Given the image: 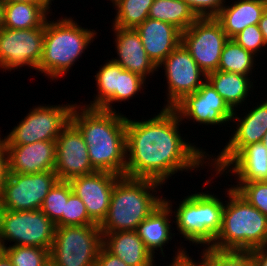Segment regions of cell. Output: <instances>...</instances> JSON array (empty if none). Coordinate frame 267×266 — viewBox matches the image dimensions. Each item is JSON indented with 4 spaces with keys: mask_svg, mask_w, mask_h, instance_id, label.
Returning <instances> with one entry per match:
<instances>
[{
    "mask_svg": "<svg viewBox=\"0 0 267 266\" xmlns=\"http://www.w3.org/2000/svg\"><path fill=\"white\" fill-rule=\"evenodd\" d=\"M179 123L182 124L173 108L163 107L145 121L127 117L125 176L165 184L180 171L196 172L205 163L209 165L210 155L185 141L178 131Z\"/></svg>",
    "mask_w": 267,
    "mask_h": 266,
    "instance_id": "1",
    "label": "cell"
},
{
    "mask_svg": "<svg viewBox=\"0 0 267 266\" xmlns=\"http://www.w3.org/2000/svg\"><path fill=\"white\" fill-rule=\"evenodd\" d=\"M126 120L116 110L88 108L77 103L74 106L71 122L82 133L95 171L125 176Z\"/></svg>",
    "mask_w": 267,
    "mask_h": 266,
    "instance_id": "2",
    "label": "cell"
},
{
    "mask_svg": "<svg viewBox=\"0 0 267 266\" xmlns=\"http://www.w3.org/2000/svg\"><path fill=\"white\" fill-rule=\"evenodd\" d=\"M162 185L150 179L120 176L114 185L106 217L99 224L102 236L116 231H135L164 202L162 195H156Z\"/></svg>",
    "mask_w": 267,
    "mask_h": 266,
    "instance_id": "3",
    "label": "cell"
},
{
    "mask_svg": "<svg viewBox=\"0 0 267 266\" xmlns=\"http://www.w3.org/2000/svg\"><path fill=\"white\" fill-rule=\"evenodd\" d=\"M222 225L210 246L218 250L251 251L267 245V217L234 188H226Z\"/></svg>",
    "mask_w": 267,
    "mask_h": 266,
    "instance_id": "4",
    "label": "cell"
},
{
    "mask_svg": "<svg viewBox=\"0 0 267 266\" xmlns=\"http://www.w3.org/2000/svg\"><path fill=\"white\" fill-rule=\"evenodd\" d=\"M98 33L82 28L73 18L46 20L43 55L38 72L53 80L64 77ZM94 38V39H93Z\"/></svg>",
    "mask_w": 267,
    "mask_h": 266,
    "instance_id": "5",
    "label": "cell"
},
{
    "mask_svg": "<svg viewBox=\"0 0 267 266\" xmlns=\"http://www.w3.org/2000/svg\"><path fill=\"white\" fill-rule=\"evenodd\" d=\"M224 201L212 193L197 192L180 201L175 211L176 228L189 243L209 247L222 225Z\"/></svg>",
    "mask_w": 267,
    "mask_h": 266,
    "instance_id": "6",
    "label": "cell"
},
{
    "mask_svg": "<svg viewBox=\"0 0 267 266\" xmlns=\"http://www.w3.org/2000/svg\"><path fill=\"white\" fill-rule=\"evenodd\" d=\"M103 236L99 225H72L55 228L50 249L53 266H96Z\"/></svg>",
    "mask_w": 267,
    "mask_h": 266,
    "instance_id": "7",
    "label": "cell"
},
{
    "mask_svg": "<svg viewBox=\"0 0 267 266\" xmlns=\"http://www.w3.org/2000/svg\"><path fill=\"white\" fill-rule=\"evenodd\" d=\"M55 224L41 210L10 211L0 209V250L9 246L51 249ZM7 241V242H6Z\"/></svg>",
    "mask_w": 267,
    "mask_h": 266,
    "instance_id": "8",
    "label": "cell"
},
{
    "mask_svg": "<svg viewBox=\"0 0 267 266\" xmlns=\"http://www.w3.org/2000/svg\"><path fill=\"white\" fill-rule=\"evenodd\" d=\"M39 105L29 110L2 140L6 146H19L39 141H56L62 130L71 122L74 104Z\"/></svg>",
    "mask_w": 267,
    "mask_h": 266,
    "instance_id": "9",
    "label": "cell"
},
{
    "mask_svg": "<svg viewBox=\"0 0 267 266\" xmlns=\"http://www.w3.org/2000/svg\"><path fill=\"white\" fill-rule=\"evenodd\" d=\"M58 180L55 171L8 173L0 196V209L40 210L46 195Z\"/></svg>",
    "mask_w": 267,
    "mask_h": 266,
    "instance_id": "10",
    "label": "cell"
},
{
    "mask_svg": "<svg viewBox=\"0 0 267 266\" xmlns=\"http://www.w3.org/2000/svg\"><path fill=\"white\" fill-rule=\"evenodd\" d=\"M228 40L216 18H198L181 34V43L205 74L218 70L221 52Z\"/></svg>",
    "mask_w": 267,
    "mask_h": 266,
    "instance_id": "11",
    "label": "cell"
},
{
    "mask_svg": "<svg viewBox=\"0 0 267 266\" xmlns=\"http://www.w3.org/2000/svg\"><path fill=\"white\" fill-rule=\"evenodd\" d=\"M45 24L31 29L0 30V68L5 72L28 66L37 70L44 47Z\"/></svg>",
    "mask_w": 267,
    "mask_h": 266,
    "instance_id": "12",
    "label": "cell"
},
{
    "mask_svg": "<svg viewBox=\"0 0 267 266\" xmlns=\"http://www.w3.org/2000/svg\"><path fill=\"white\" fill-rule=\"evenodd\" d=\"M163 66V68H162ZM165 70L167 103L164 108H173L186 95L196 92L207 80L191 54L180 43L159 65Z\"/></svg>",
    "mask_w": 267,
    "mask_h": 266,
    "instance_id": "13",
    "label": "cell"
},
{
    "mask_svg": "<svg viewBox=\"0 0 267 266\" xmlns=\"http://www.w3.org/2000/svg\"><path fill=\"white\" fill-rule=\"evenodd\" d=\"M236 111V112H235ZM231 118V122L237 123L234 134L230 136L229 141L226 143L217 157L209 156V167H214L217 174L240 150L244 149L247 145L261 142L264 135L267 133V100L261 101L253 110H248L244 117L238 116L237 109ZM211 165V166H210Z\"/></svg>",
    "mask_w": 267,
    "mask_h": 266,
    "instance_id": "14",
    "label": "cell"
},
{
    "mask_svg": "<svg viewBox=\"0 0 267 266\" xmlns=\"http://www.w3.org/2000/svg\"><path fill=\"white\" fill-rule=\"evenodd\" d=\"M173 109L181 121L193 120L204 125L230 123L234 111L206 80L194 93L186 95Z\"/></svg>",
    "mask_w": 267,
    "mask_h": 266,
    "instance_id": "15",
    "label": "cell"
},
{
    "mask_svg": "<svg viewBox=\"0 0 267 266\" xmlns=\"http://www.w3.org/2000/svg\"><path fill=\"white\" fill-rule=\"evenodd\" d=\"M54 171L59 180L67 181L95 172L82 133L70 122L56 139Z\"/></svg>",
    "mask_w": 267,
    "mask_h": 266,
    "instance_id": "16",
    "label": "cell"
},
{
    "mask_svg": "<svg viewBox=\"0 0 267 266\" xmlns=\"http://www.w3.org/2000/svg\"><path fill=\"white\" fill-rule=\"evenodd\" d=\"M119 177L114 173L95 171L69 181L72 192L84 202L87 214L96 224L106 217Z\"/></svg>",
    "mask_w": 267,
    "mask_h": 266,
    "instance_id": "17",
    "label": "cell"
},
{
    "mask_svg": "<svg viewBox=\"0 0 267 266\" xmlns=\"http://www.w3.org/2000/svg\"><path fill=\"white\" fill-rule=\"evenodd\" d=\"M115 50L117 57L112 60L125 70L136 73L146 79L158 71V67L148 57L136 29L118 28L114 25Z\"/></svg>",
    "mask_w": 267,
    "mask_h": 266,
    "instance_id": "18",
    "label": "cell"
},
{
    "mask_svg": "<svg viewBox=\"0 0 267 266\" xmlns=\"http://www.w3.org/2000/svg\"><path fill=\"white\" fill-rule=\"evenodd\" d=\"M9 173L34 174L54 171L56 142L39 141L27 145L7 146Z\"/></svg>",
    "mask_w": 267,
    "mask_h": 266,
    "instance_id": "19",
    "label": "cell"
},
{
    "mask_svg": "<svg viewBox=\"0 0 267 266\" xmlns=\"http://www.w3.org/2000/svg\"><path fill=\"white\" fill-rule=\"evenodd\" d=\"M135 29L148 57L157 67L181 43L182 32L166 22L147 18Z\"/></svg>",
    "mask_w": 267,
    "mask_h": 266,
    "instance_id": "20",
    "label": "cell"
},
{
    "mask_svg": "<svg viewBox=\"0 0 267 266\" xmlns=\"http://www.w3.org/2000/svg\"><path fill=\"white\" fill-rule=\"evenodd\" d=\"M223 173L236 175L235 183L267 181L266 147L262 142L247 145L214 176L217 177L218 174L221 176Z\"/></svg>",
    "mask_w": 267,
    "mask_h": 266,
    "instance_id": "21",
    "label": "cell"
},
{
    "mask_svg": "<svg viewBox=\"0 0 267 266\" xmlns=\"http://www.w3.org/2000/svg\"><path fill=\"white\" fill-rule=\"evenodd\" d=\"M103 247L128 266H157L155 256L135 231H116L103 235Z\"/></svg>",
    "mask_w": 267,
    "mask_h": 266,
    "instance_id": "22",
    "label": "cell"
},
{
    "mask_svg": "<svg viewBox=\"0 0 267 266\" xmlns=\"http://www.w3.org/2000/svg\"><path fill=\"white\" fill-rule=\"evenodd\" d=\"M164 198V202L158 206L147 218H145L137 227L136 232L144 242L145 247L155 256V250L162 255L163 247L172 240L171 217L172 201ZM171 201V202H170ZM171 203V204H170ZM173 234V235H172Z\"/></svg>",
    "mask_w": 267,
    "mask_h": 266,
    "instance_id": "23",
    "label": "cell"
},
{
    "mask_svg": "<svg viewBox=\"0 0 267 266\" xmlns=\"http://www.w3.org/2000/svg\"><path fill=\"white\" fill-rule=\"evenodd\" d=\"M267 10V0H237L224 5L216 17L224 32L232 39L249 25L258 24Z\"/></svg>",
    "mask_w": 267,
    "mask_h": 266,
    "instance_id": "24",
    "label": "cell"
},
{
    "mask_svg": "<svg viewBox=\"0 0 267 266\" xmlns=\"http://www.w3.org/2000/svg\"><path fill=\"white\" fill-rule=\"evenodd\" d=\"M250 80L247 75L218 70L207 74V81L233 111L240 108L238 106L244 104L247 96H250L249 91L253 88V82Z\"/></svg>",
    "mask_w": 267,
    "mask_h": 266,
    "instance_id": "25",
    "label": "cell"
},
{
    "mask_svg": "<svg viewBox=\"0 0 267 266\" xmlns=\"http://www.w3.org/2000/svg\"><path fill=\"white\" fill-rule=\"evenodd\" d=\"M49 13L39 4L28 2H4L3 27L7 29H31L43 26Z\"/></svg>",
    "mask_w": 267,
    "mask_h": 266,
    "instance_id": "26",
    "label": "cell"
},
{
    "mask_svg": "<svg viewBox=\"0 0 267 266\" xmlns=\"http://www.w3.org/2000/svg\"><path fill=\"white\" fill-rule=\"evenodd\" d=\"M148 18L169 23L181 32L198 19L183 0H154Z\"/></svg>",
    "mask_w": 267,
    "mask_h": 266,
    "instance_id": "27",
    "label": "cell"
},
{
    "mask_svg": "<svg viewBox=\"0 0 267 266\" xmlns=\"http://www.w3.org/2000/svg\"><path fill=\"white\" fill-rule=\"evenodd\" d=\"M256 56L237 44L233 39H229L221 52L218 71L239 73L250 76L256 65Z\"/></svg>",
    "mask_w": 267,
    "mask_h": 266,
    "instance_id": "28",
    "label": "cell"
},
{
    "mask_svg": "<svg viewBox=\"0 0 267 266\" xmlns=\"http://www.w3.org/2000/svg\"><path fill=\"white\" fill-rule=\"evenodd\" d=\"M154 0H114L116 16L113 25L118 28H137L147 18Z\"/></svg>",
    "mask_w": 267,
    "mask_h": 266,
    "instance_id": "29",
    "label": "cell"
},
{
    "mask_svg": "<svg viewBox=\"0 0 267 266\" xmlns=\"http://www.w3.org/2000/svg\"><path fill=\"white\" fill-rule=\"evenodd\" d=\"M99 69L93 76L96 77V91H98V94L95 95L96 97L94 96V100L90 101L89 104L83 105L88 108H100L118 89L119 64L111 59Z\"/></svg>",
    "mask_w": 267,
    "mask_h": 266,
    "instance_id": "30",
    "label": "cell"
},
{
    "mask_svg": "<svg viewBox=\"0 0 267 266\" xmlns=\"http://www.w3.org/2000/svg\"><path fill=\"white\" fill-rule=\"evenodd\" d=\"M146 80L136 73L125 70L119 65L118 89L99 109L115 111L112 107L113 102L115 104V102H125L126 100L132 99V97L144 89Z\"/></svg>",
    "mask_w": 267,
    "mask_h": 266,
    "instance_id": "31",
    "label": "cell"
},
{
    "mask_svg": "<svg viewBox=\"0 0 267 266\" xmlns=\"http://www.w3.org/2000/svg\"><path fill=\"white\" fill-rule=\"evenodd\" d=\"M2 251L13 266H47L50 263V250L31 246H6Z\"/></svg>",
    "mask_w": 267,
    "mask_h": 266,
    "instance_id": "32",
    "label": "cell"
},
{
    "mask_svg": "<svg viewBox=\"0 0 267 266\" xmlns=\"http://www.w3.org/2000/svg\"><path fill=\"white\" fill-rule=\"evenodd\" d=\"M72 193L69 182L58 180L46 195L40 210L55 224L65 213L68 197Z\"/></svg>",
    "mask_w": 267,
    "mask_h": 266,
    "instance_id": "33",
    "label": "cell"
},
{
    "mask_svg": "<svg viewBox=\"0 0 267 266\" xmlns=\"http://www.w3.org/2000/svg\"><path fill=\"white\" fill-rule=\"evenodd\" d=\"M200 253L208 266H253L250 251L218 250L209 246Z\"/></svg>",
    "mask_w": 267,
    "mask_h": 266,
    "instance_id": "34",
    "label": "cell"
},
{
    "mask_svg": "<svg viewBox=\"0 0 267 266\" xmlns=\"http://www.w3.org/2000/svg\"><path fill=\"white\" fill-rule=\"evenodd\" d=\"M72 225H99L89 217L84 202L74 193L68 197L65 213L55 223L56 227Z\"/></svg>",
    "mask_w": 267,
    "mask_h": 266,
    "instance_id": "35",
    "label": "cell"
},
{
    "mask_svg": "<svg viewBox=\"0 0 267 266\" xmlns=\"http://www.w3.org/2000/svg\"><path fill=\"white\" fill-rule=\"evenodd\" d=\"M231 187L267 217V181L237 183Z\"/></svg>",
    "mask_w": 267,
    "mask_h": 266,
    "instance_id": "36",
    "label": "cell"
},
{
    "mask_svg": "<svg viewBox=\"0 0 267 266\" xmlns=\"http://www.w3.org/2000/svg\"><path fill=\"white\" fill-rule=\"evenodd\" d=\"M232 39L255 56L261 53L262 49L266 47V42L258 24L247 26Z\"/></svg>",
    "mask_w": 267,
    "mask_h": 266,
    "instance_id": "37",
    "label": "cell"
},
{
    "mask_svg": "<svg viewBox=\"0 0 267 266\" xmlns=\"http://www.w3.org/2000/svg\"><path fill=\"white\" fill-rule=\"evenodd\" d=\"M198 18H216L225 0H183Z\"/></svg>",
    "mask_w": 267,
    "mask_h": 266,
    "instance_id": "38",
    "label": "cell"
},
{
    "mask_svg": "<svg viewBox=\"0 0 267 266\" xmlns=\"http://www.w3.org/2000/svg\"><path fill=\"white\" fill-rule=\"evenodd\" d=\"M1 136V135H0ZM9 173L8 148L0 137V196Z\"/></svg>",
    "mask_w": 267,
    "mask_h": 266,
    "instance_id": "39",
    "label": "cell"
},
{
    "mask_svg": "<svg viewBox=\"0 0 267 266\" xmlns=\"http://www.w3.org/2000/svg\"><path fill=\"white\" fill-rule=\"evenodd\" d=\"M96 266H128L123 260L108 252L103 246L100 248Z\"/></svg>",
    "mask_w": 267,
    "mask_h": 266,
    "instance_id": "40",
    "label": "cell"
},
{
    "mask_svg": "<svg viewBox=\"0 0 267 266\" xmlns=\"http://www.w3.org/2000/svg\"><path fill=\"white\" fill-rule=\"evenodd\" d=\"M250 252L253 266H267V245L255 248Z\"/></svg>",
    "mask_w": 267,
    "mask_h": 266,
    "instance_id": "41",
    "label": "cell"
},
{
    "mask_svg": "<svg viewBox=\"0 0 267 266\" xmlns=\"http://www.w3.org/2000/svg\"><path fill=\"white\" fill-rule=\"evenodd\" d=\"M192 259L188 253L180 258H174V266H208L203 260L197 261Z\"/></svg>",
    "mask_w": 267,
    "mask_h": 266,
    "instance_id": "42",
    "label": "cell"
},
{
    "mask_svg": "<svg viewBox=\"0 0 267 266\" xmlns=\"http://www.w3.org/2000/svg\"><path fill=\"white\" fill-rule=\"evenodd\" d=\"M51 1L54 0H3V2H28L32 4L41 5L48 13L50 12V5H52Z\"/></svg>",
    "mask_w": 267,
    "mask_h": 266,
    "instance_id": "43",
    "label": "cell"
},
{
    "mask_svg": "<svg viewBox=\"0 0 267 266\" xmlns=\"http://www.w3.org/2000/svg\"><path fill=\"white\" fill-rule=\"evenodd\" d=\"M258 26H259L260 31L263 34V37H264V40L267 46V10L262 15V18L260 19Z\"/></svg>",
    "mask_w": 267,
    "mask_h": 266,
    "instance_id": "44",
    "label": "cell"
},
{
    "mask_svg": "<svg viewBox=\"0 0 267 266\" xmlns=\"http://www.w3.org/2000/svg\"><path fill=\"white\" fill-rule=\"evenodd\" d=\"M0 266H13L7 255L0 250Z\"/></svg>",
    "mask_w": 267,
    "mask_h": 266,
    "instance_id": "45",
    "label": "cell"
},
{
    "mask_svg": "<svg viewBox=\"0 0 267 266\" xmlns=\"http://www.w3.org/2000/svg\"><path fill=\"white\" fill-rule=\"evenodd\" d=\"M184 249L185 248H183V247L178 248L177 252H175L176 253L175 256H173L172 262L167 266H174V258H176V257L180 258V257L184 256L187 253V251L184 250Z\"/></svg>",
    "mask_w": 267,
    "mask_h": 266,
    "instance_id": "46",
    "label": "cell"
},
{
    "mask_svg": "<svg viewBox=\"0 0 267 266\" xmlns=\"http://www.w3.org/2000/svg\"><path fill=\"white\" fill-rule=\"evenodd\" d=\"M4 21V2L0 0V30L3 28Z\"/></svg>",
    "mask_w": 267,
    "mask_h": 266,
    "instance_id": "47",
    "label": "cell"
},
{
    "mask_svg": "<svg viewBox=\"0 0 267 266\" xmlns=\"http://www.w3.org/2000/svg\"><path fill=\"white\" fill-rule=\"evenodd\" d=\"M261 142L267 149V133L264 135L263 140Z\"/></svg>",
    "mask_w": 267,
    "mask_h": 266,
    "instance_id": "48",
    "label": "cell"
}]
</instances>
